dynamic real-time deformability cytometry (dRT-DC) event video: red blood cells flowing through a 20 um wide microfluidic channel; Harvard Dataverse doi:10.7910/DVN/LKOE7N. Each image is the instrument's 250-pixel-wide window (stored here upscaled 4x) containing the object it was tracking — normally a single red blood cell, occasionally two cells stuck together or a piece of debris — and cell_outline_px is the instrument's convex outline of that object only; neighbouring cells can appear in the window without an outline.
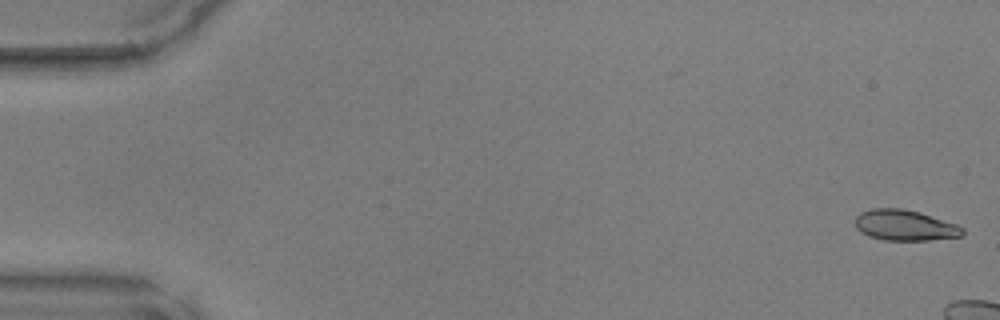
{"species": "common noctule bat (a hibernating species)", "species_latin": "Nyctalus noctula", "temperature_condition": "warm", "stored_images_in_passage": 8, "camera_frame_rate_fps": 3000, "um_per_image_px": 0.085, "animal": {"sex": "male", "body_mass_g": 17.9, "forearm_length_mm": 54.2}, "frame": {"image": 1, "passage_image": 1, "time_ms": 0.0, "image_size_px": [1000, 320], "cell_outline_px": [[964, 232], [960, 236], [928, 240], [884, 240], [868, 236], [860, 232], [856, 228], [856, 216], [860, 212], [872, 208], [904, 208], [920, 212], [956, 224], [964, 228]], "centroid_in_image_um": [76.88, 19.14], "position_along_channel_um": 8.1, "area_um2": 19.25}}